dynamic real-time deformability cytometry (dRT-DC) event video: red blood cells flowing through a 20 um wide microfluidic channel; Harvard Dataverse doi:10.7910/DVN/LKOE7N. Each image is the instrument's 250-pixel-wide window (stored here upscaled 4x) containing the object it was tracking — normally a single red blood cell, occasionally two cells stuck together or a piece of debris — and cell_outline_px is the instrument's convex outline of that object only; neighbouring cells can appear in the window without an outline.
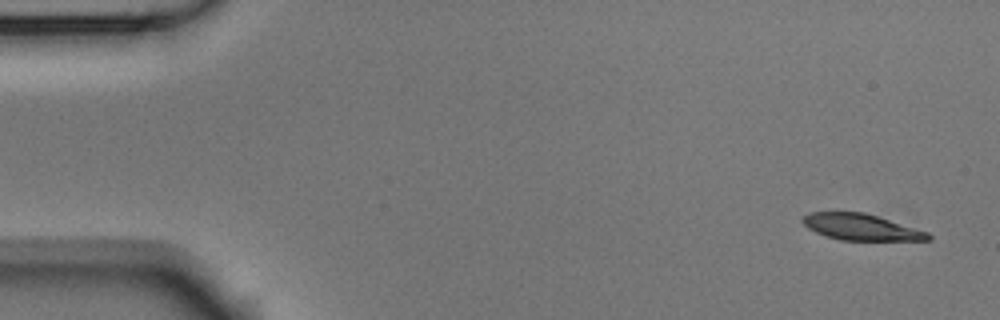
{"species": "Egyptian fruit bat (a non-hibernating species)", "species_latin": "Rousettus aegyptiacus", "temperature_condition": "room temperature", "stored_images_in_passage": 8, "camera_frame_rate_fps": 3000, "um_per_image_px": 0.085, "animal": {"sex": "male"}, "frame": {"image": 1, "passage_image": 1, "time_ms": 0.0, "image_size_px": [1000, 320], "cell_outline_px": [[932, 240], [840, 240], [824, 236], [808, 228], [800, 220], [800, 216], [808, 212], [864, 212], [928, 232], [932, 236]], "centroid_in_image_um": [73.13, 19.3], "position_along_channel_um": 11.9, "area_um2": 19.25}}
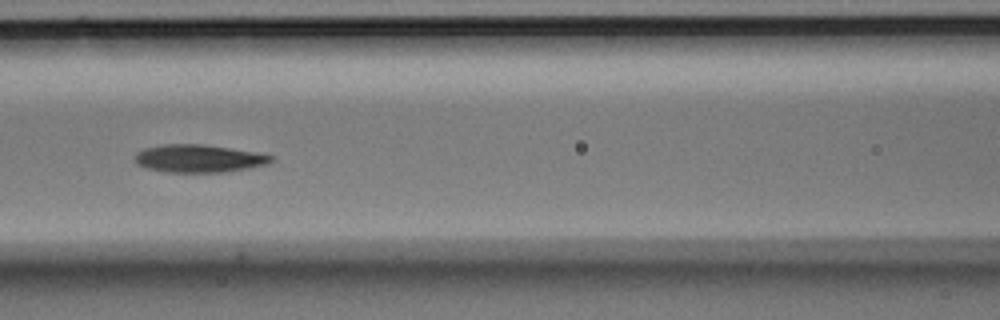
{"frame": {"image": 2, "passage_image": 7, "time_ms": 2.0, "image_size_px": [1000, 320], "cell_outline_px": [[272, 160], [268, 164], [248, 168], [224, 172], [164, 172], [144, 168], [136, 164], [132, 156], [136, 152], [144, 148], [160, 144], [204, 144], [256, 152], [272, 156]], "centroid_in_image_um": [16.8, 13.47], "position_along_channel_um": 149.8, "area_um2": 22.31}}
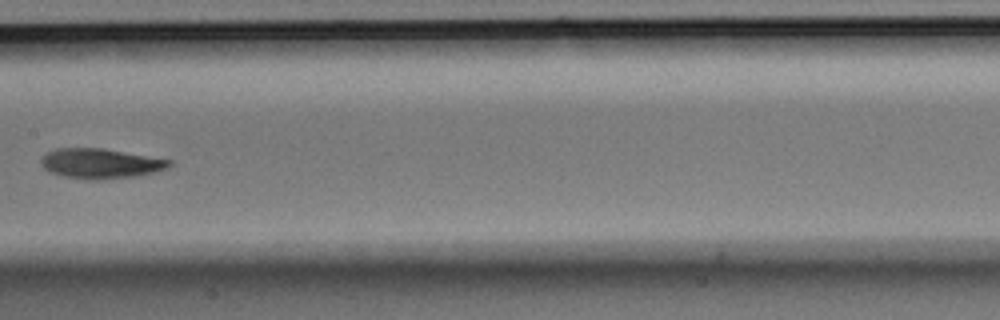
{"frame": {"image": 3, "passage_image": 8, "time_ms": 2.333, "image_size_px": [1000, 320], "cell_outline_px": [[172, 164], [168, 168], [156, 172], [132, 176], [96, 180], [88, 180], [64, 176], [48, 172], [40, 164], [40, 160], [48, 152], [56, 148], [100, 148], [172, 160]], "centroid_in_image_um": [8.52, 13.9], "position_along_channel_um": 198.9, "area_um2": 22.25}}